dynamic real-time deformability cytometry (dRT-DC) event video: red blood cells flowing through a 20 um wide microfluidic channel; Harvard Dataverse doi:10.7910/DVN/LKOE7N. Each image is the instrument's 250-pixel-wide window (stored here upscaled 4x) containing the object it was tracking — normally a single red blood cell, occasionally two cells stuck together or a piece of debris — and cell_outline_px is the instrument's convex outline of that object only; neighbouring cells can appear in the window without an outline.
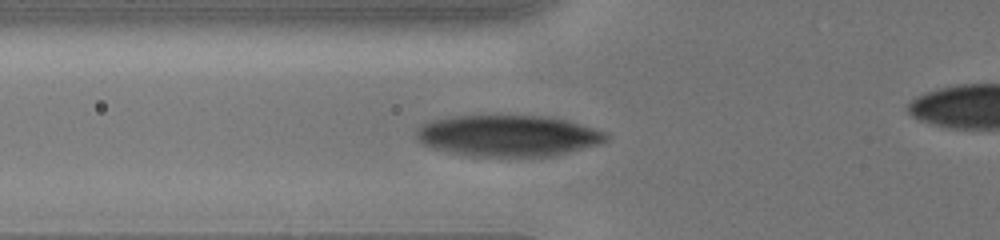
{"species": "human", "species_latin": "Homo sapiens", "temperature_condition": "cold", "stored_images_in_passage": 27, "camera_frame_rate_fps": 3000, "um_per_image_px": 0.085, "donor": {"sex": "male"}, "frame": {"image": 1, "passage_image": 9, "time_ms": 5.0, "image_size_px": [1000, 240], "cell_outline_px": [[608, 140], [600, 144], [552, 156], [468, 156], [448, 152], [432, 148], [420, 144], [416, 140], [416, 128], [420, 124], [432, 120], [448, 116], [496, 112], [552, 116], [568, 120], [608, 132]], "centroid_in_image_um": [43.13, 11.47], "position_along_channel_um": 82.7, "area_um2": 47.69}}
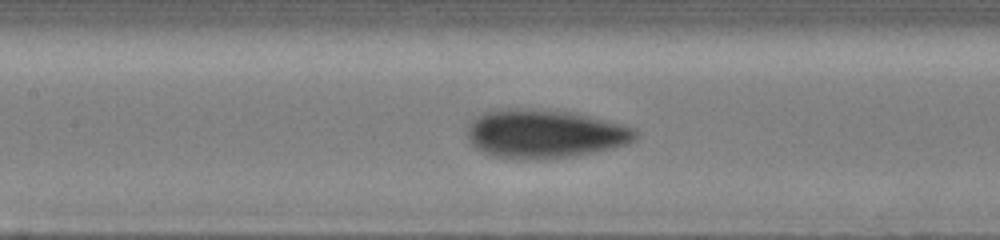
{"frame": {"image": 2, "passage_image": 15, "time_ms": 7.0, "image_size_px": [1000, 240], "cell_outline_px": [[636, 140], [628, 144], [596, 152], [576, 156], [532, 160], [520, 160], [492, 156], [476, 148], [472, 144], [468, 136], [468, 128], [472, 120], [476, 116], [484, 112], [500, 108], [520, 108], [576, 112], [636, 128]], "centroid_in_image_um": [46.31, 11.38], "position_along_channel_um": 161.1, "area_um2": 48.15}}
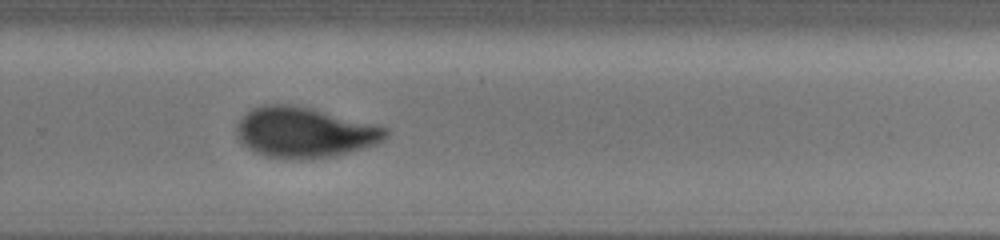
{"frame": {"image": 3, "passage_image": 25, "time_ms": 10.667, "image_size_px": [1000, 240], "cell_outline_px": [[388, 136], [384, 140], [376, 144], [364, 148], [332, 156], [300, 160], [292, 160], [264, 156], [248, 148], [236, 136], [236, 124], [252, 108], [264, 104], [292, 104], [312, 108], [388, 128]], "centroid_in_image_um": [25.86, 11.26], "position_along_channel_um": 303.9, "area_um2": 43.87}}